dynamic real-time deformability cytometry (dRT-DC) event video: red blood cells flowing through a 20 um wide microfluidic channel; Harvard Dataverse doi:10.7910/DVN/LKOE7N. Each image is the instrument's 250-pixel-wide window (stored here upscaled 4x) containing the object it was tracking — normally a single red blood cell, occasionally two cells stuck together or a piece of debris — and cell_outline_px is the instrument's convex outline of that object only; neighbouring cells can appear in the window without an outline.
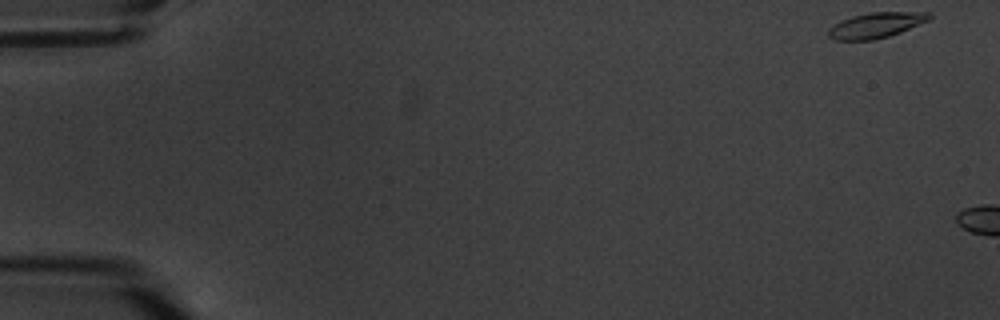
{"species": "common noctule bat (a hibernating species)", "species_latin": "Nyctalus noctula", "temperature_condition": "warm", "stored_images_in_passage": 3, "camera_frame_rate_fps": 3000, "um_per_image_px": 0.085, "animal": {"sex": "male", "body_mass_g": 20.1, "forearm_length_mm": 53.5}, "frame": {"image": 1, "passage_image": 1, "time_ms": 0.0, "image_size_px": [1000, 320], "cell_outline_px": [[932, 16], [928, 20], [900, 32], [888, 36], [872, 40], [832, 40], [828, 36], [828, 28], [840, 20], [852, 16], [872, 12], [932, 12]], "centroid_in_image_um": [74.42, 2.14], "position_along_channel_um": 10.6, "area_um2": 14.91}}